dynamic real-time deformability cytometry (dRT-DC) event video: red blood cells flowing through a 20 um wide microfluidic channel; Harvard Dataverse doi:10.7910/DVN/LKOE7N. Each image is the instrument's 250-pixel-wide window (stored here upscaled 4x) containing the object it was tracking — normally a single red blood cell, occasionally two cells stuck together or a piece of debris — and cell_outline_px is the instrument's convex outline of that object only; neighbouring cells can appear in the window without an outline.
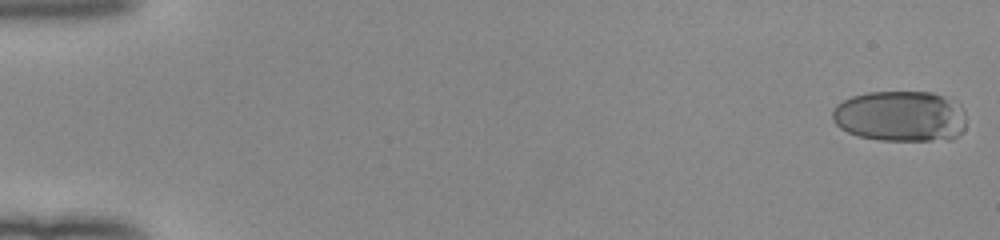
{"species": "human", "species_latin": "Homo sapiens", "temperature_condition": "room temperature", "stored_images_in_passage": 52, "camera_frame_rate_fps": 3000, "um_per_image_px": 0.085, "donor": {"sex": "female"}, "frame": {"image": 1, "passage_image": 1, "time_ms": 0.0, "image_size_px": [1000, 240], "cell_outline_px": [[964, 128], [952, 140], [880, 140], [860, 136], [848, 132], [840, 128], [832, 120], [832, 108], [836, 104], [852, 96], [868, 92], [932, 92], [956, 100], [964, 108]], "centroid_in_image_um": [76.54, 9.87], "position_along_channel_um": 8.5, "area_um2": 40.0}}
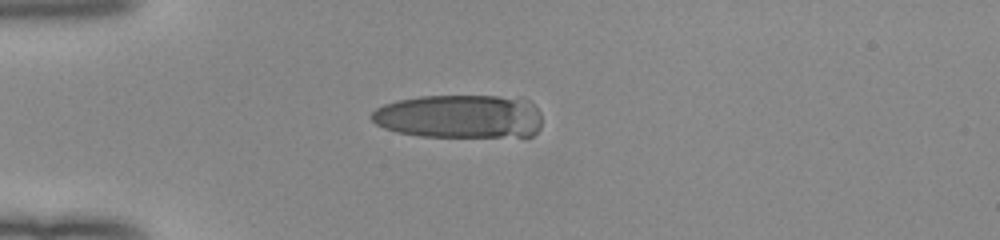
{"frame": {"image": 2, "passage_image": 15, "time_ms": 4.667, "image_size_px": [1000, 240], "cell_outline_px": [[540, 128], [532, 136], [420, 136], [396, 132], [384, 128], [376, 124], [368, 116], [376, 108], [384, 104], [396, 100], [420, 96], [496, 96], [528, 100], [540, 112]], "centroid_in_image_um": [39.02, 9.89], "position_along_channel_um": 46.0, "area_um2": 43.41}}